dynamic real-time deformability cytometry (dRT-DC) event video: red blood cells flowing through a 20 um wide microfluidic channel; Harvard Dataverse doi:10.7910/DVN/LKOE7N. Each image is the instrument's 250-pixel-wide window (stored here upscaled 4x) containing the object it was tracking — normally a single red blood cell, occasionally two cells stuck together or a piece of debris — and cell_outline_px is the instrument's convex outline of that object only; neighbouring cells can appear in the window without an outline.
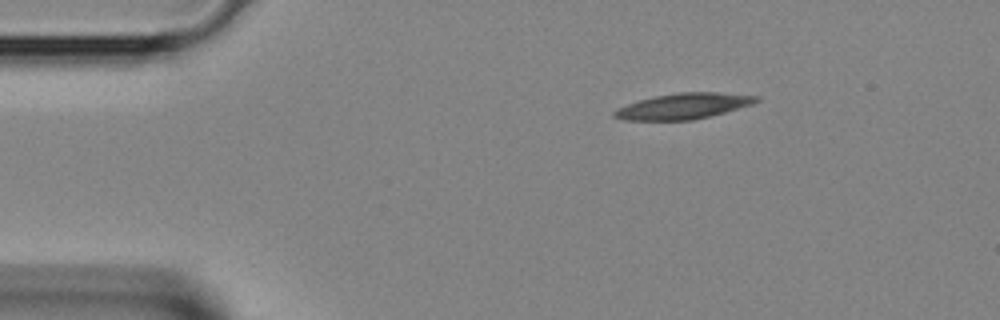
{"species": "Egyptian fruit bat (a non-hibernating species)", "species_latin": "Rousettus aegyptiacus", "temperature_condition": "room temperature", "stored_images_in_passage": 4, "segment_of_instrument_passage": [2, 2], "camera_frame_rate_fps": 3000, "um_per_image_px": 0.085, "animal": {"sex": "female"}, "frame": {"image": 1, "passage_image": 4, "time_ms": 1.0, "image_size_px": [1000, 320], "cell_outline_px": [[760, 100], [752, 104], [724, 112], [692, 120], [624, 120], [612, 116], [612, 112], [616, 108], [640, 100], [656, 96], [680, 92], [716, 92], [760, 96]], "centroid_in_image_um": [58.08, 9.02], "position_along_channel_um": 26.9, "area_um2": 21.1}}